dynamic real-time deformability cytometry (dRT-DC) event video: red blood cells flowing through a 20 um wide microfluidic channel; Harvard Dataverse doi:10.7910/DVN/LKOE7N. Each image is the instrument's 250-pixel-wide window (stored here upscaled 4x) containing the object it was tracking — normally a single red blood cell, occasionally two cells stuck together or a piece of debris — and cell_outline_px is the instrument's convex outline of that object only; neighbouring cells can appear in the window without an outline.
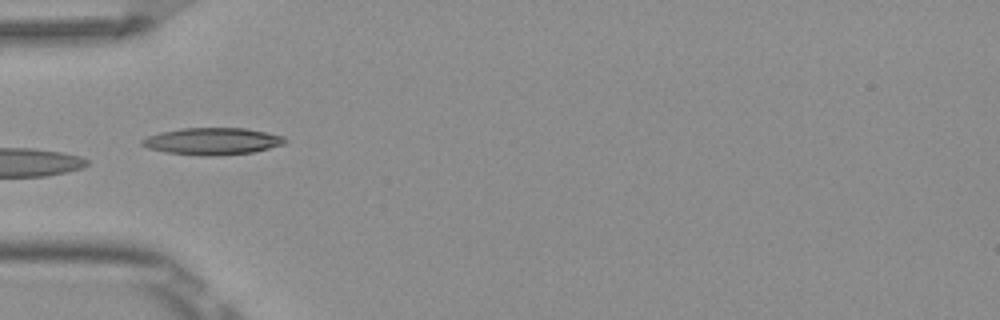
{"species": "Egyptian fruit bat (a non-hibernating species)", "species_latin": "Rousettus aegyptiacus", "temperature_condition": "room temperature", "stored_images_in_passage": 8, "camera_frame_rate_fps": 3000, "um_per_image_px": 0.085, "frame": {"image": 1, "passage_image": 6, "time_ms": 1.667, "image_size_px": [1000, 320], "cell_outline_px": [[288, 140], [284, 144], [252, 152], [220, 156], [200, 156], [164, 152], [148, 148], [140, 144], [140, 140], [148, 136], [160, 132], [180, 128], [244, 128], [284, 136]], "centroid_in_image_um": [18.02, 12.01], "position_along_channel_um": 67.0, "area_um2": 22.6}}
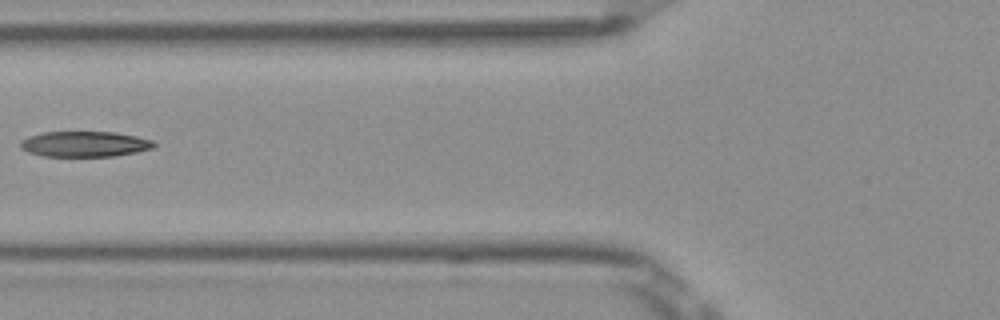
{"frame": {"image": 2, "passage_image": 7, "time_ms": 2.0, "image_size_px": [1000, 320], "cell_outline_px": [[156, 144], [152, 148], [136, 152], [116, 156], [44, 156], [28, 152], [20, 148], [20, 140], [28, 136], [44, 132], [116, 132], [136, 136], [152, 140]], "centroid_in_image_um": [7.18, 12.24], "position_along_channel_um": 118.6, "area_um2": 19.88}}
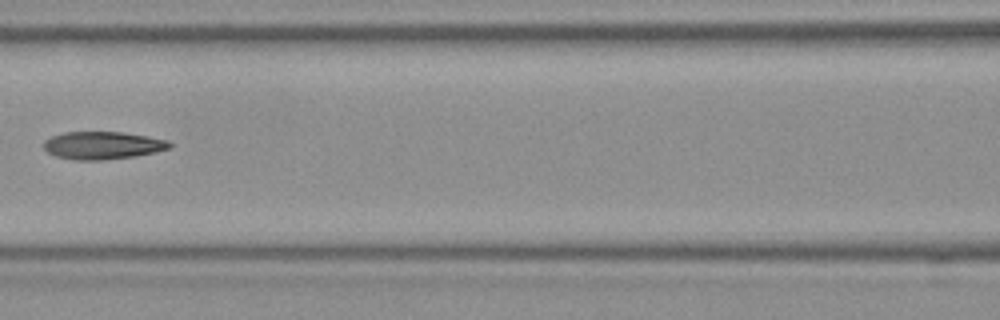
{"frame": {"image": 3, "passage_image": 8, "time_ms": 2.333, "image_size_px": [1000, 320], "cell_outline_px": [[172, 148], [156, 152], [136, 156], [100, 160], [76, 160], [56, 156], [48, 152], [44, 148], [44, 140], [52, 136], [64, 132], [124, 132], [148, 136], [168, 140], [172, 144]], "centroid_in_image_um": [8.76, 12.35], "position_along_channel_um": 157.8, "area_um2": 20.4}}